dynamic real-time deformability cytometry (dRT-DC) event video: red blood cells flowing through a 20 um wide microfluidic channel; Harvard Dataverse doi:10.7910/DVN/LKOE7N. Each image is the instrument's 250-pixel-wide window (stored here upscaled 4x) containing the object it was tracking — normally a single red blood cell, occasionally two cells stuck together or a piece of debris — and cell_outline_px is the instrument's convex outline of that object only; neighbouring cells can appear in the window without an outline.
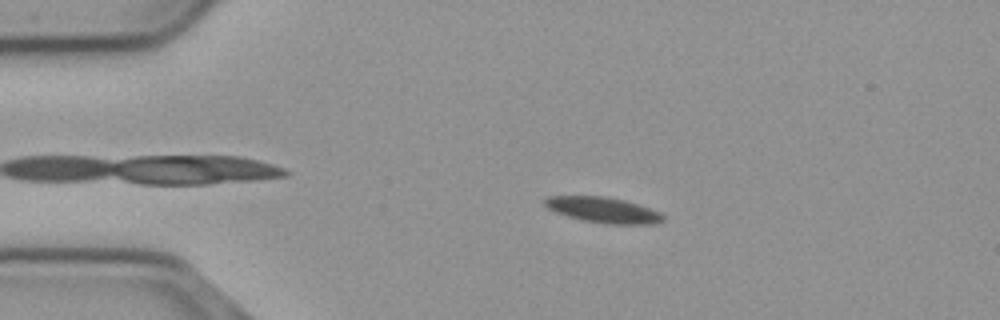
{"species": "common noctule bat (a hibernating species)", "species_latin": "Nyctalus noctula", "temperature_condition": "cold", "stored_images_in_passage": 56, "camera_frame_rate_fps": 3000, "um_per_image_px": 0.085, "animal": {"sex": "male", "body_mass_g": 23.1, "forearm_length_mm": 52.7}, "frame": {"image": 1, "passage_image": 11, "time_ms": 3.333, "image_size_px": [1000, 320], "cell_outline_px": [[664, 220], [652, 224], [608, 224], [580, 220], [556, 212], [548, 208], [544, 204], [544, 200], [548, 196], [604, 196], [624, 200], [660, 212], [664, 216]], "centroid_in_image_um": [51.26, 17.85], "position_along_channel_um": 33.7, "area_um2": 17.51}}
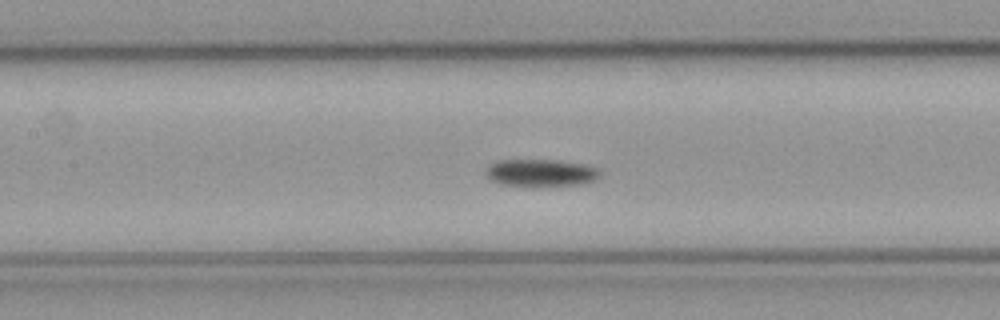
{"frame": {"image": 2, "passage_image": 25, "time_ms": 8.0, "image_size_px": [1000, 320], "cell_outline_px": [[600, 176], [584, 184], [536, 188], [500, 184], [488, 180], [484, 172], [488, 164], [496, 160], [560, 160], [584, 164], [596, 168], [600, 172]], "centroid_in_image_um": [45.89, 14.72], "position_along_channel_um": 161.5, "area_um2": 18.96}}
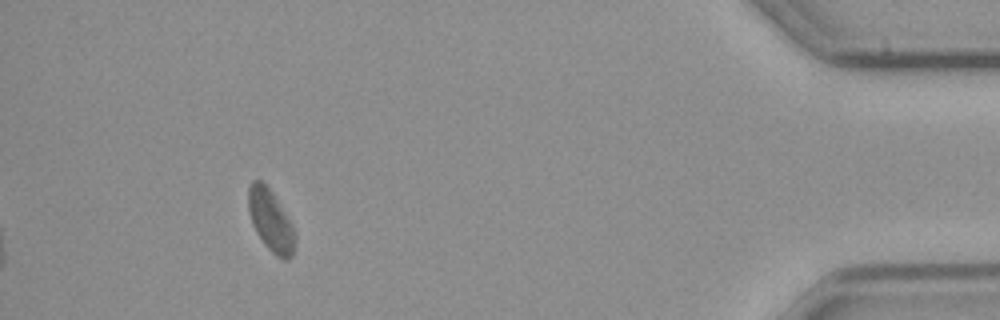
{"frame": {"image": 3, "passage_image": 51, "time_ms": 16.667, "image_size_px": [1000, 320], "cell_outline_px": [[296, 236], [292, 256], [288, 260], [284, 260], [276, 256], [264, 244], [256, 232], [252, 224], [248, 208], [248, 188], [252, 180], [260, 180], [272, 192], [292, 224], [296, 232]], "centroid_in_image_um": [23.01, 18.77], "position_along_channel_um": 412.2, "area_um2": 16.76}, "authors_computed_cell_mechanics": {"area_um2": 17.1377, "velocity_mm_per_s": 3.6574, "shape_relaxation_time_tau1_ms": 3.6617, "shape_relaxation_time_tau2_ms": null, "deformation_change_tau1": 0.0849, "deformation_change_tau2": null}}